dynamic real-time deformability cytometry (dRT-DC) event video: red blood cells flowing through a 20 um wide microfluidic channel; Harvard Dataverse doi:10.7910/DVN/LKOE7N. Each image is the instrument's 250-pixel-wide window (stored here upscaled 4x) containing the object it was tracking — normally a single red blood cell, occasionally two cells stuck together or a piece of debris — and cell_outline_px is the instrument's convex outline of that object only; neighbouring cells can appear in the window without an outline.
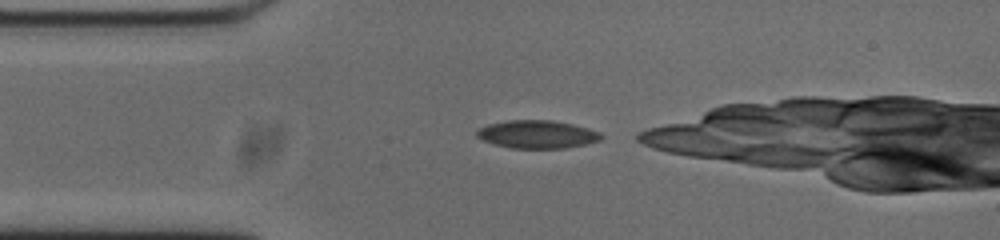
{"species": "common noctule bat (a hibernating species)", "species_latin": "Nyctalus noctula", "temperature_condition": "cold", "stored_images_in_passage": 8, "camera_frame_rate_fps": 3000, "um_per_image_px": 0.085, "animal": {"sex": "male", "body_mass_g": 20.0, "forearm_length_mm": 53.3}, "frame": {"image": 1, "passage_image": 1, "time_ms": 0.0, "image_size_px": [1000, 240], "cell_outline_px": [[604, 136], [600, 140], [584, 144], [564, 148], [512, 148], [496, 144], [484, 140], [476, 136], [476, 132], [480, 128], [488, 124], [508, 120], [552, 120], [572, 124], [588, 128], [600, 132]], "centroid_in_image_um": [45.68, 11.41], "position_along_channel_um": 39.3, "area_um2": 20.11}}
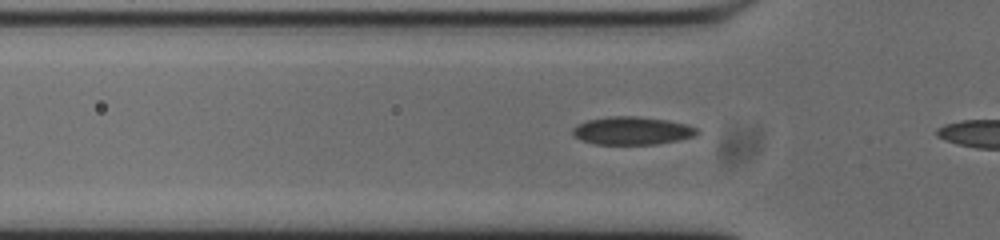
{"frame": {"image": 2, "passage_image": 5, "time_ms": 1.333, "image_size_px": [1000, 240], "cell_outline_px": [[700, 132], [696, 136], [656, 144], [592, 144], [580, 140], [572, 136], [572, 128], [588, 120], [608, 116], [636, 116], [668, 120], [684, 124], [696, 128]], "centroid_in_image_um": [53.69, 11.11], "position_along_channel_um": 72.1, "area_um2": 20.29}}